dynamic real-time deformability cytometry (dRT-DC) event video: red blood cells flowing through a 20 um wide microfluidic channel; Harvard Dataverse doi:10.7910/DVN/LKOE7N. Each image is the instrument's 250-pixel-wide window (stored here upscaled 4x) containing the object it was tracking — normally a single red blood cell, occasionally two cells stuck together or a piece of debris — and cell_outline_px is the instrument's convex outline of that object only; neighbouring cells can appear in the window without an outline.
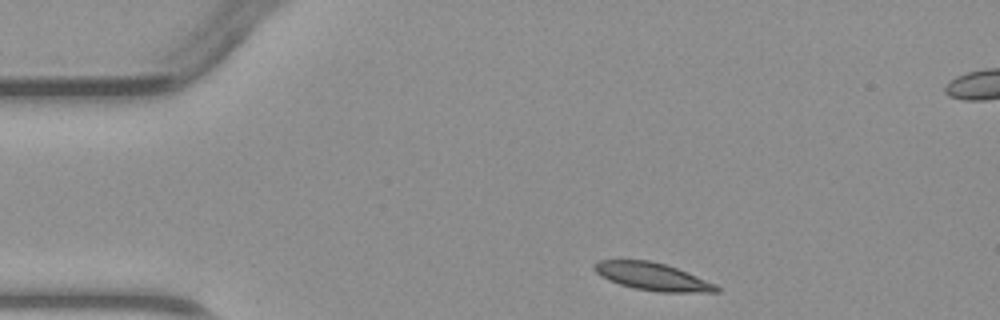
{"species": "common noctule bat (a hibernating species)", "species_latin": "Nyctalus noctula", "temperature_condition": "warm", "stored_images_in_passage": 4, "camera_frame_rate_fps": 3000, "um_per_image_px": 0.085, "animal": {"sex": "male", "body_mass_g": 23.1, "forearm_length_mm": 52.7}, "frame": {"image": 1, "passage_image": 1, "time_ms": 0.0, "image_size_px": [1000, 320], "cell_outline_px": [[720, 292], [656, 292], [636, 288], [620, 284], [608, 280], [600, 276], [592, 268], [592, 264], [596, 260], [648, 260], [664, 264], [688, 272], [716, 284], [720, 288]], "centroid_in_image_um": [55.44, 23.5], "position_along_channel_um": 29.6, "area_um2": 19.71}}
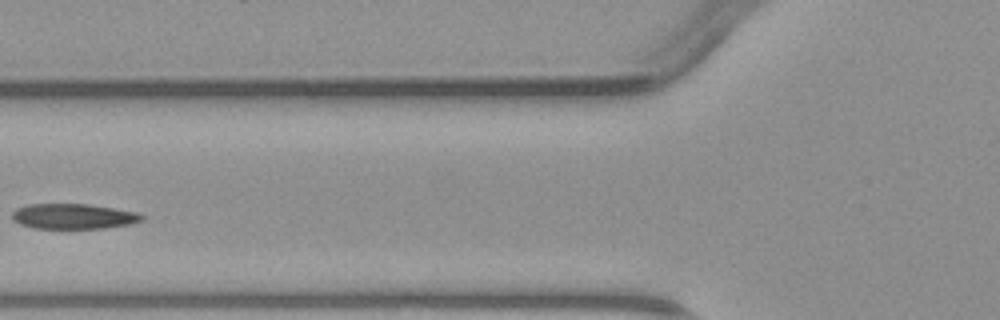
{"frame": {"image": 2, "passage_image": 4, "time_ms": 3.333, "image_size_px": [1000, 320], "cell_outline_px": [[144, 220], [132, 224], [104, 228], [36, 228], [20, 224], [12, 220], [12, 212], [16, 208], [28, 204], [88, 204], [140, 212], [144, 216]], "centroid_in_image_um": [6.28, 18.38], "position_along_channel_um": 119.5, "area_um2": 19.25}}